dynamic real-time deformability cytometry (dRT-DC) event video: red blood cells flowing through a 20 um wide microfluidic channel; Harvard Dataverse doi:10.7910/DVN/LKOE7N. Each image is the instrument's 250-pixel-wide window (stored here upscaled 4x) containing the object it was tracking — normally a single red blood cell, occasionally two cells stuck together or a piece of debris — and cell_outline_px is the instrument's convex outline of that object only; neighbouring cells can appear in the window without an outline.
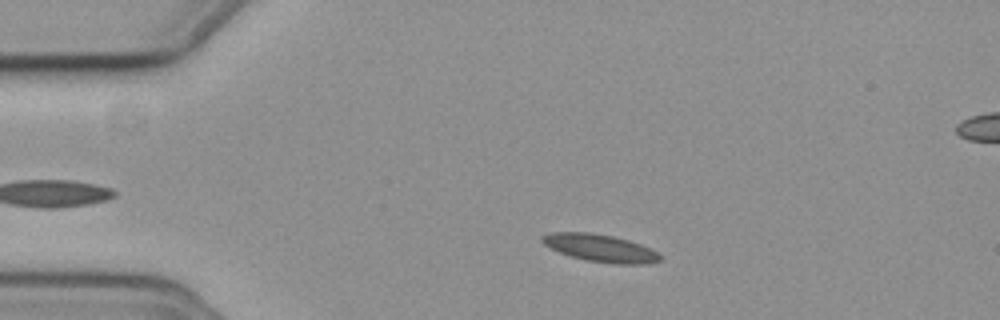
{"species": "common noctule bat (a hibernating species)", "species_latin": "Nyctalus noctula", "temperature_condition": "cold", "stored_images_in_passage": 38, "camera_frame_rate_fps": 3000, "um_per_image_px": 0.085, "animal": {"sex": "female", "body_mass_g": 19.3, "forearm_length_mm": 54.1}, "frame": {"image": 1, "passage_image": 7, "time_ms": 2.0, "image_size_px": [1000, 320], "cell_outline_px": [[664, 256], [660, 260], [648, 264], [612, 264], [588, 260], [572, 256], [560, 252], [544, 244], [540, 240], [540, 236], [548, 232], [588, 232], [612, 236], [628, 240], [640, 244], [660, 252]], "centroid_in_image_um": [51.06, 21.08], "position_along_channel_um": 33.9, "area_um2": 18.96}}
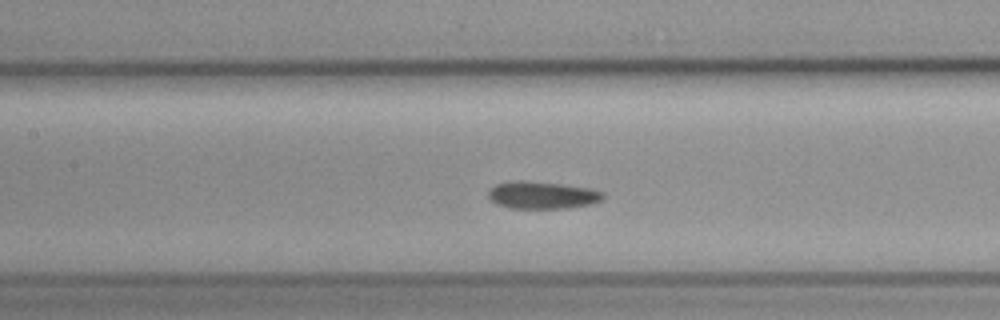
{"frame": {"image": 2, "passage_image": 21, "time_ms": 6.667, "image_size_px": [1000, 320], "cell_outline_px": [[604, 196], [600, 200], [592, 204], [568, 208], [508, 208], [496, 204], [488, 196], [488, 192], [496, 184], [512, 180], [524, 180], [564, 184], [592, 188], [604, 192]], "centroid_in_image_um": [46.1, 16.57], "position_along_channel_um": 161.3, "area_um2": 18.5}}
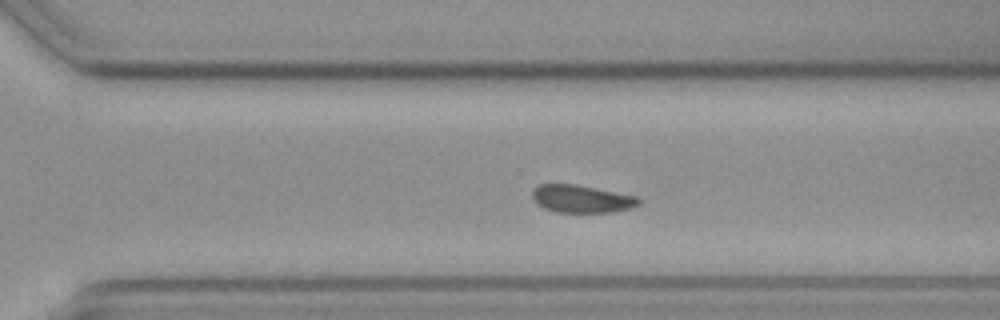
{"frame": {"image": 3, "passage_image": 34, "time_ms": 11.0, "image_size_px": [1000, 320], "cell_outline_px": [[640, 204], [632, 208], [612, 212], [556, 212], [544, 208], [536, 204], [532, 196], [532, 188], [540, 184], [576, 184], [636, 196], [640, 200]], "centroid_in_image_um": [49.41, 16.9], "position_along_channel_um": 321.2, "area_um2": 17.22}}